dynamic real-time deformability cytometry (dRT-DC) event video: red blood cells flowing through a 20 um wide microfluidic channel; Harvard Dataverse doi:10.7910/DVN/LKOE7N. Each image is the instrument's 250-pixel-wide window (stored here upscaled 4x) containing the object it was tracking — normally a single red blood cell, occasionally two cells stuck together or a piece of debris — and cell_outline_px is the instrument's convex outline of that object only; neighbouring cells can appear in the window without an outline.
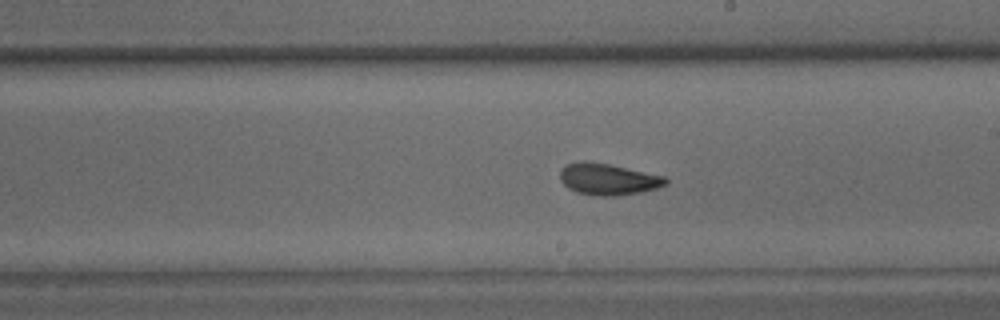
{"species": "common noctule bat (a hibernating species)", "species_latin": "Nyctalus noctula", "temperature_condition": "warm", "stored_images_in_passage": 39, "camera_frame_rate_fps": 3000, "um_per_image_px": 0.085, "animal": {"sex": "male", "body_mass_g": 15.6}, "frame": {"image": 1, "passage_image": 22, "time_ms": 7.0, "image_size_px": [1000, 320], "cell_outline_px": [[668, 184], [656, 188], [640, 192], [616, 196], [600, 196], [576, 192], [568, 188], [560, 180], [560, 168], [564, 164], [580, 160], [584, 160], [608, 164], [664, 176], [668, 180]], "centroid_in_image_um": [51.64, 15.22], "position_along_channel_um": 237.4, "area_um2": 19.48}}
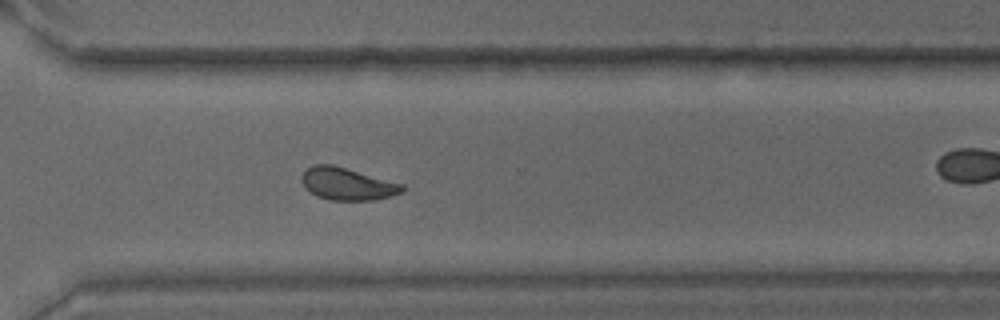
{"frame": {"image": 2, "passage_image": 30, "time_ms": 9.667, "image_size_px": [1000, 320], "cell_outline_px": [[404, 192], [392, 196], [376, 200], [332, 200], [316, 196], [304, 188], [300, 180], [300, 176], [312, 164], [332, 164], [404, 184]], "centroid_in_image_um": [29.51, 15.63], "position_along_channel_um": 341.1, "area_um2": 19.19}}
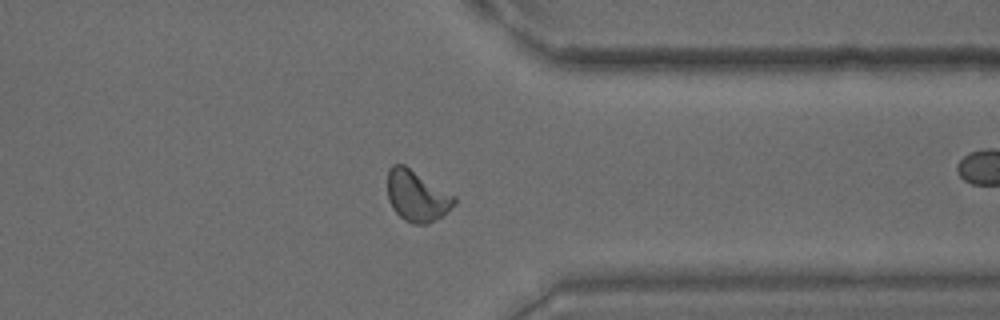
{"frame": {"image": 3, "passage_image": 33, "time_ms": 10.667, "image_size_px": [1000, 320], "cell_outline_px": [[456, 204], [440, 216], [428, 224], [412, 224], [404, 220], [392, 208], [388, 200], [388, 168], [392, 164], [404, 164], [456, 196]], "centroid_in_image_um": [35.42, 16.64], "position_along_channel_um": 376.0, "area_um2": 19.88}, "authors_computed_cell_mechanics": {"area_um2": 19.0162, "velocity_mm_per_s": 3.8961, "shape_relaxation_time_tau1_ms": 4.2731, "shape_relaxation_time_tau2_ms": 1.416, "deformation_change_tau1": 0.1325, "deformation_change_tau2": 0.0594}}